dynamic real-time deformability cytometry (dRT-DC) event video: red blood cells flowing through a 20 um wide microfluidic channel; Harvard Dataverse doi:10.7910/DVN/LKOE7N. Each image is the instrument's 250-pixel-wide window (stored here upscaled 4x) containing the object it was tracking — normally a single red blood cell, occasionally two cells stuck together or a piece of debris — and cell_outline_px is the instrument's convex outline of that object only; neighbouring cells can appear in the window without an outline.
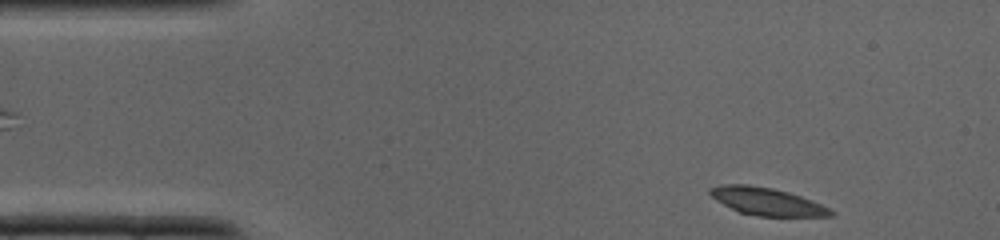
{"species": "common noctule bat (a hibernating species)", "species_latin": "Nyctalus noctula", "temperature_condition": "cold", "stored_images_in_passage": 34, "camera_frame_rate_fps": 3000, "um_per_image_px": 0.085, "animal": {"sex": "male", "body_mass_g": 19.0, "forearm_length_mm": 50.8}, "frame": {"image": 1, "passage_image": 1, "time_ms": 0.0, "image_size_px": [1000, 240], "cell_outline_px": [[836, 212], [832, 216], [756, 216], [740, 212], [716, 200], [708, 192], [708, 188], [720, 184], [748, 184], [772, 188], [788, 192], [812, 200]], "centroid_in_image_um": [65.16, 17.11], "position_along_channel_um": 19.8, "area_um2": 19.31}}
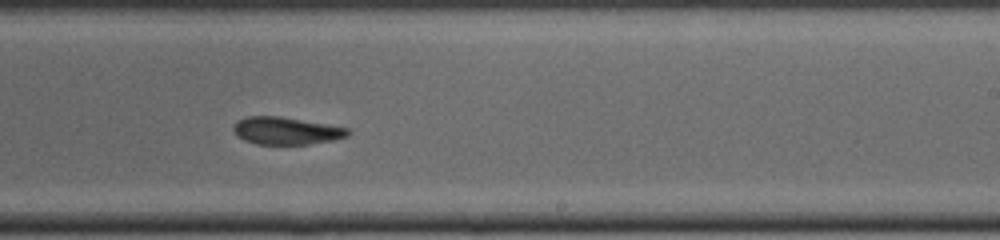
{"frame": {"image": 2, "passage_image": 19, "time_ms": 6.0, "image_size_px": [1000, 240], "cell_outline_px": [[352, 132], [348, 136], [332, 140], [308, 144], [256, 144], [244, 140], [236, 136], [232, 128], [236, 120], [248, 116], [280, 116], [348, 128]], "centroid_in_image_um": [24.29, 11.11], "position_along_channel_um": 264.7, "area_um2": 18.32}}
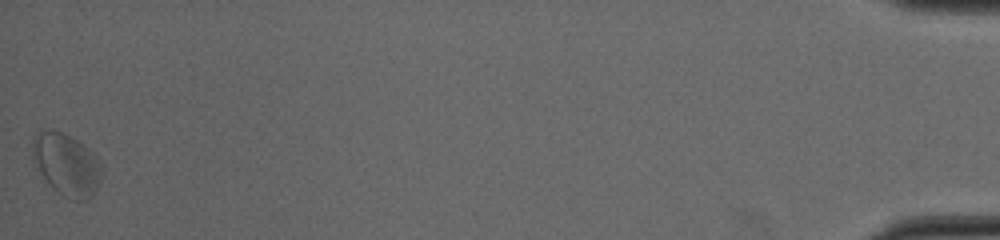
{"frame": {"image": 3, "passage_image": 34, "time_ms": 11.0, "image_size_px": [1000, 240], "cell_outline_px": [[104, 176], [92, 196], [84, 200], [72, 200], [64, 196], [52, 188], [48, 184], [40, 172], [32, 152], [36, 136], [44, 128], [60, 132], [84, 144], [100, 160], [104, 168]], "centroid_in_image_um": [5.73, 14.01], "position_along_channel_um": 429.5, "area_um2": 24.97}}